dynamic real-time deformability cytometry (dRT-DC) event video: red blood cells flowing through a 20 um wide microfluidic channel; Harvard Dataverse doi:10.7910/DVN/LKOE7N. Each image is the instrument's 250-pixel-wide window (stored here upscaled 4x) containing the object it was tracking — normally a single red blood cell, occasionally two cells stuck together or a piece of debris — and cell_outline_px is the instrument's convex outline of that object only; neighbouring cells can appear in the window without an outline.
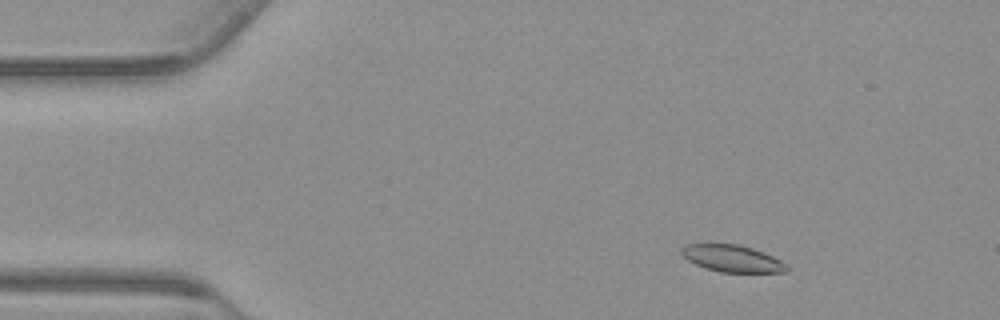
{"species": "common noctule bat (a hibernating species)", "species_latin": "Nyctalus noctula", "temperature_condition": "warm", "stored_images_in_passage": 54, "camera_frame_rate_fps": 3000, "um_per_image_px": 0.085, "animal": {"sex": "male", "body_mass_g": 23.1, "forearm_length_mm": 52.7}, "frame": {"image": 1, "passage_image": 7, "time_ms": 2.0, "image_size_px": [1000, 320], "cell_outline_px": [[788, 272], [720, 272], [704, 268], [688, 260], [680, 252], [680, 248], [684, 244], [708, 240], [740, 244], [764, 252], [788, 264]], "centroid_in_image_um": [62.15, 21.9], "position_along_channel_um": 22.8, "area_um2": 17.4}}
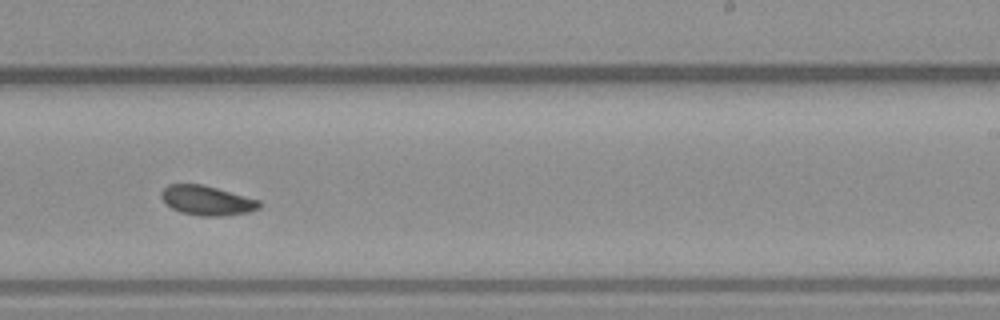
{"frame": {"image": 2, "passage_image": 33, "time_ms": 10.667, "image_size_px": [1000, 320], "cell_outline_px": [[260, 208], [248, 212], [220, 216], [200, 216], [180, 212], [172, 208], [160, 196], [160, 192], [168, 184], [200, 184], [216, 188], [260, 200]], "centroid_in_image_um": [17.58, 17.04], "position_along_channel_um": 271.4, "area_um2": 16.7}}
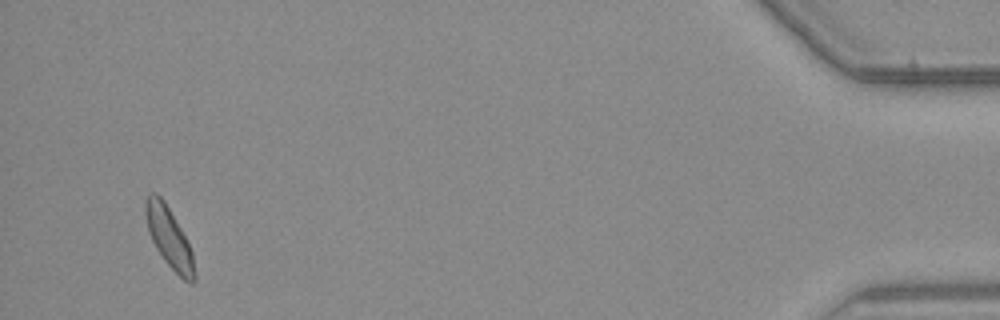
{"frame": {"image": 3, "passage_image": 52, "time_ms": 17.0, "image_size_px": [1000, 320], "cell_outline_px": [[196, 280], [192, 284], [188, 284], [164, 260], [156, 248], [148, 232], [144, 216], [144, 200], [148, 192], [156, 192], [164, 200], [188, 240], [192, 252], [196, 276]], "centroid_in_image_um": [14.36, 20.16], "position_along_channel_um": 420.8, "area_um2": 17.57}, "authors_computed_cell_mechanics": {"area_um2": 17.1088, "velocity_mm_per_s": 3.7354, "shape_relaxation_time_tau1_ms": null, "shape_relaxation_time_tau2_ms": 6.9094, "deformation_change_tau1": null, "deformation_change_tau2": 0.1177}}